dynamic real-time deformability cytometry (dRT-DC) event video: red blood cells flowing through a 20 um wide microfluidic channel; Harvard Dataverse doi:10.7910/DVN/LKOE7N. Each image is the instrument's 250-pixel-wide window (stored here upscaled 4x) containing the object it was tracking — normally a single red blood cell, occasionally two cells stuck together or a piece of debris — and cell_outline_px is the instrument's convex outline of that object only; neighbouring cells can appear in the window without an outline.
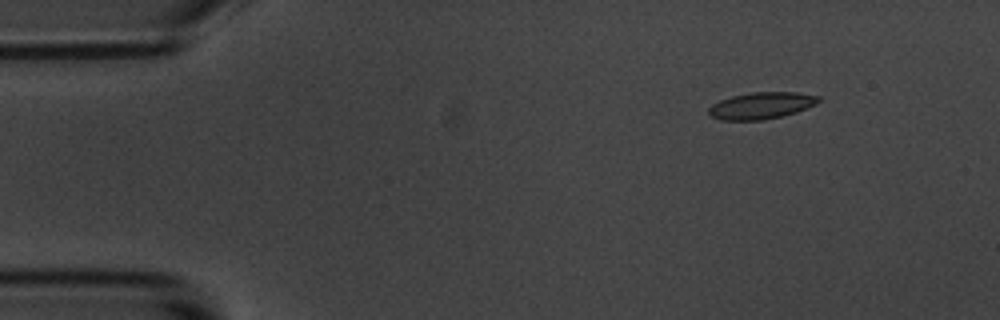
{"species": "common noctule bat (a hibernating species)", "species_latin": "Nyctalus noctula", "temperature_condition": "room temperature", "stored_images_in_passage": 3, "camera_frame_rate_fps": 3000, "um_per_image_px": 0.085, "animal": {"sex": "male", "body_mass_g": 20.1, "forearm_length_mm": 53.5}, "frame": {"image": 1, "passage_image": 1, "time_ms": 0.0, "image_size_px": [1000, 320], "cell_outline_px": [[820, 100], [816, 104], [796, 112], [764, 120], [720, 120], [712, 116], [708, 112], [708, 108], [712, 104], [720, 100], [732, 96], [752, 92], [796, 92], [820, 96]], "centroid_in_image_um": [64.71, 8.97], "position_along_channel_um": 20.3, "area_um2": 17.05}}